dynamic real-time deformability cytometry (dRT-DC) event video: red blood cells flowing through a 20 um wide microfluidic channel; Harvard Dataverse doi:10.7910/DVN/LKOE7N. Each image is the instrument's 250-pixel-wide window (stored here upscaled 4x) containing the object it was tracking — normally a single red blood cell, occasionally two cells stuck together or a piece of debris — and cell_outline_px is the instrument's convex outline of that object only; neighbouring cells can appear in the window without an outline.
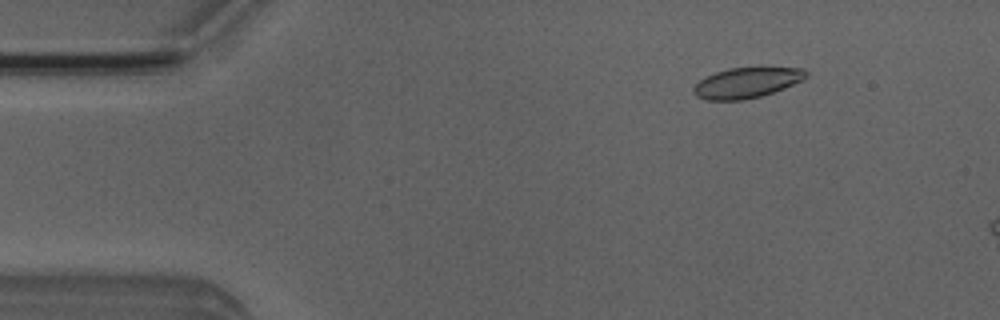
{"species": "Egyptian fruit bat (a non-hibernating species)", "species_latin": "Rousettus aegyptiacus", "temperature_condition": "room temperature", "stored_images_in_passage": 4, "camera_frame_rate_fps": 3000, "um_per_image_px": 0.085, "animal": {"sex": "male"}, "frame": {"image": 1, "passage_image": 1, "time_ms": 0.0, "image_size_px": [1000, 320], "cell_outline_px": [[808, 76], [784, 88], [760, 96], [744, 100], [704, 100], [696, 96], [692, 92], [692, 88], [700, 80], [716, 72], [728, 68], [760, 64], [804, 68], [808, 72]], "centroid_in_image_um": [63.51, 6.97], "position_along_channel_um": 21.5, "area_um2": 20.81}}